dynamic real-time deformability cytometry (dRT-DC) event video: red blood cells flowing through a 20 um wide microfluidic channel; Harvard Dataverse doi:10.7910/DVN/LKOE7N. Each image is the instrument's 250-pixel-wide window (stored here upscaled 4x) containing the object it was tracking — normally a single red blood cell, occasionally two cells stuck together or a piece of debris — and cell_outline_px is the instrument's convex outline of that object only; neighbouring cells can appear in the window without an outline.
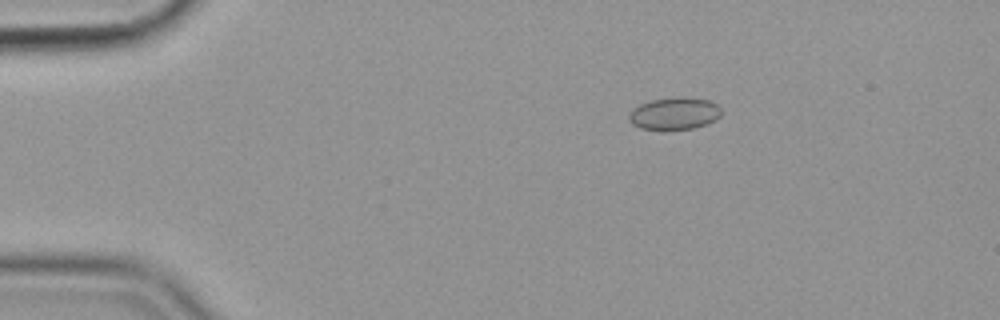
{"species": "common noctule bat (a hibernating species)", "species_latin": "Nyctalus noctula", "temperature_condition": "cold", "stored_images_in_passage": 50, "camera_frame_rate_fps": 3000, "um_per_image_px": 0.085, "animal": {"sex": "female", "body_mass_g": 19.9}, "frame": {"image": 1, "passage_image": 3, "time_ms": 0.667, "image_size_px": [1000, 320], "cell_outline_px": [[720, 116], [704, 124], [692, 128], [640, 128], [632, 124], [628, 116], [632, 108], [640, 104], [652, 100], [708, 100], [716, 104], [720, 108]], "centroid_in_image_um": [57.27, 9.68], "position_along_channel_um": 27.7, "area_um2": 16.01}}
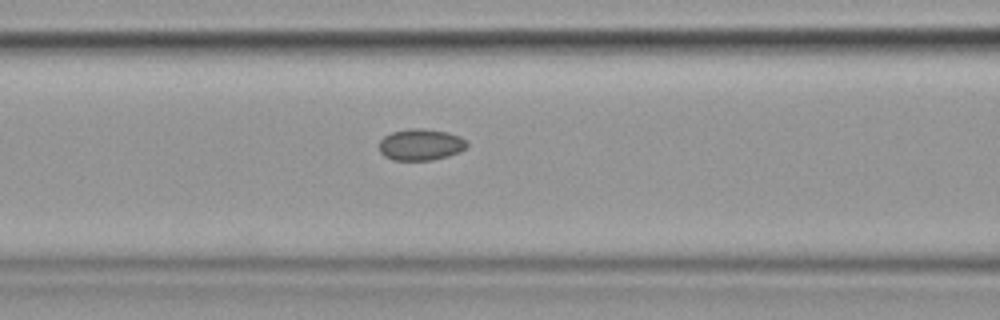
{"frame": {"image": 2, "passage_image": 17, "time_ms": 5.333, "image_size_px": [1000, 320], "cell_outline_px": [[468, 144], [460, 152], [448, 156], [432, 160], [392, 160], [384, 156], [380, 152], [380, 140], [384, 136], [392, 132], [408, 128], [420, 128], [448, 132], [460, 136]], "centroid_in_image_um": [35.75, 12.29], "position_along_channel_um": 130.9, "area_um2": 16.13}}
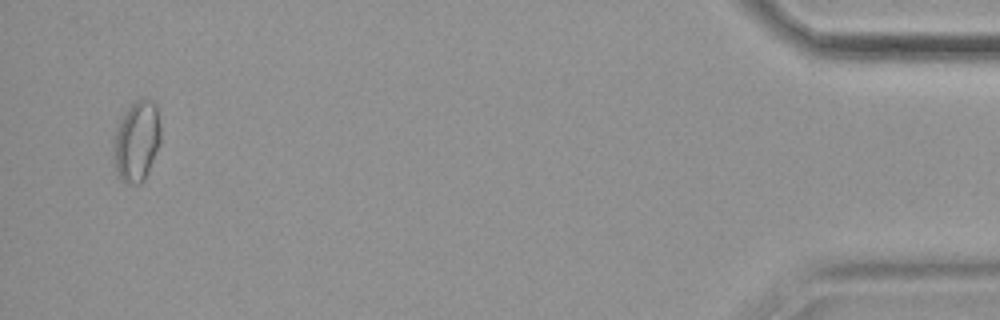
{"frame": {"image": 3, "passage_image": 48, "time_ms": 15.667, "image_size_px": [1000, 320], "cell_outline_px": [[160, 144], [148, 172], [144, 180], [140, 184], [124, 184], [120, 180], [116, 172], [112, 156], [112, 144], [116, 128], [120, 120], [128, 108], [136, 100], [152, 100], [156, 104], [160, 128]], "centroid_in_image_um": [11.59, 12.06], "position_along_channel_um": 423.6, "area_um2": 22.43}, "authors_computed_cell_mechanics": {"area_um2": 16.4152, "velocity_mm_per_s": 3.5773, "shape_relaxation_time_tau1_ms": null, "shape_relaxation_time_tau2_ms": 5.5994, "deformation_change_tau1": null, "deformation_change_tau2": 0.064}}